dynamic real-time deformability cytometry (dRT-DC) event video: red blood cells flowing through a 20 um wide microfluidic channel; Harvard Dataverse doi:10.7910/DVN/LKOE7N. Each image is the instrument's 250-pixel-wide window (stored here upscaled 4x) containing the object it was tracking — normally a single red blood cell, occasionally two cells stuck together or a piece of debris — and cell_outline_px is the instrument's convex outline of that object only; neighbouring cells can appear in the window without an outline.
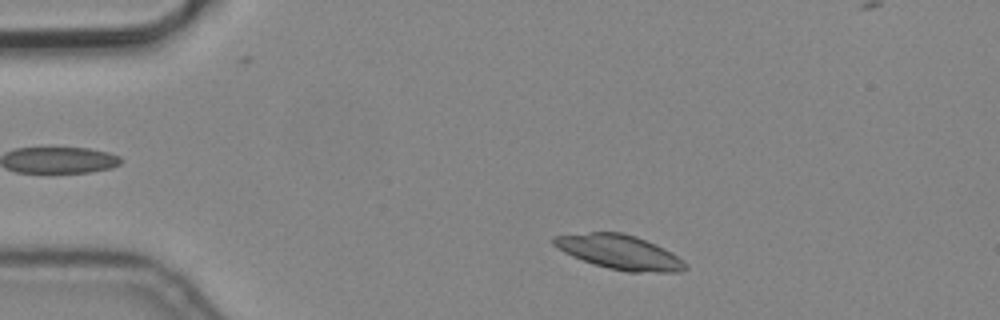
{"species": "common noctule bat (a hibernating species)", "species_latin": "Nyctalus noctula", "temperature_condition": "cold", "stored_images_in_passage": 3, "camera_frame_rate_fps": 3000, "um_per_image_px": 0.085, "animal": {"sex": "male", "body_mass_g": 19.2, "forearm_length_mm": 51.8}, "frame": {"image": 1, "passage_image": 1, "time_ms": 0.0, "image_size_px": [1000, 320], "cell_outline_px": [[688, 268], [680, 272], [628, 272], [608, 268], [592, 264], [572, 256], [564, 252], [552, 244], [552, 236], [588, 232], [620, 232], [636, 236], [656, 244], [664, 248], [684, 260], [688, 264]], "centroid_in_image_um": [52.67, 21.43], "position_along_channel_um": 32.3, "area_um2": 26.59}}